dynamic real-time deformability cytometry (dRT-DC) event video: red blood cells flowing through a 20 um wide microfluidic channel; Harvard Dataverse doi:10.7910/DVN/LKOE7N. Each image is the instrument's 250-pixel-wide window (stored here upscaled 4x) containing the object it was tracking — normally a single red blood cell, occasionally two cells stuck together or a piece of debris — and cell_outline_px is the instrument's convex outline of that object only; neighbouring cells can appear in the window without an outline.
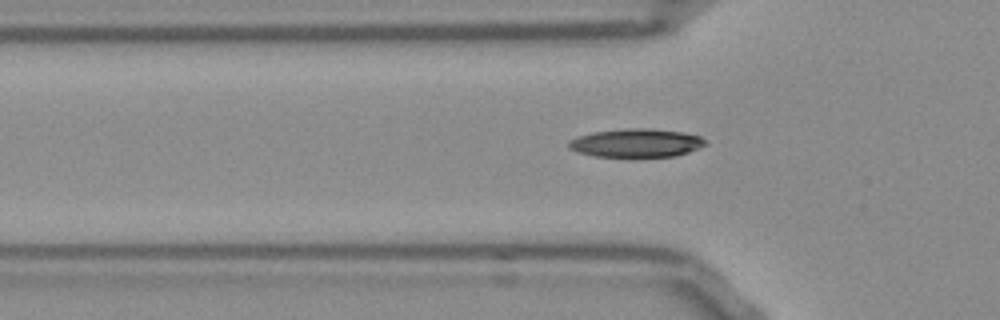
{"species": "Egyptian fruit bat (a non-hibernating species)", "species_latin": "Rousettus aegyptiacus", "temperature_condition": "room temperature", "stored_images_in_passage": 39, "camera_frame_rate_fps": 3000, "um_per_image_px": 0.085, "frame": {"image": 1, "passage_image": 9, "time_ms": 2.667, "image_size_px": [1000, 320], "cell_outline_px": [[708, 144], [700, 148], [676, 156], [592, 156], [568, 148], [568, 140], [592, 132], [628, 128], [652, 128], [684, 132], [700, 136]], "centroid_in_image_um": [54.11, 12.14], "position_along_channel_um": 71.7, "area_um2": 22.6}}
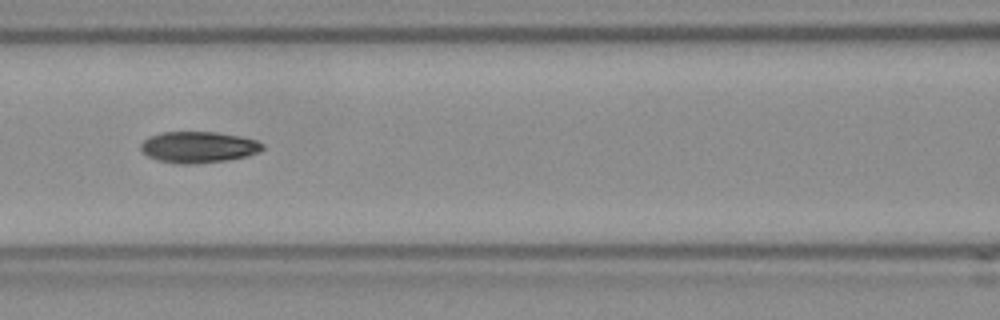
{"frame": {"image": 2, "passage_image": 15, "time_ms": 4.667, "image_size_px": [1000, 320], "cell_outline_px": [[264, 148], [260, 152], [248, 156], [224, 160], [196, 164], [180, 164], [160, 160], [148, 156], [140, 148], [140, 144], [148, 136], [160, 132], [216, 132], [240, 136], [256, 140], [264, 144]], "centroid_in_image_um": [16.88, 12.5], "position_along_channel_um": 149.7, "area_um2": 22.2}}
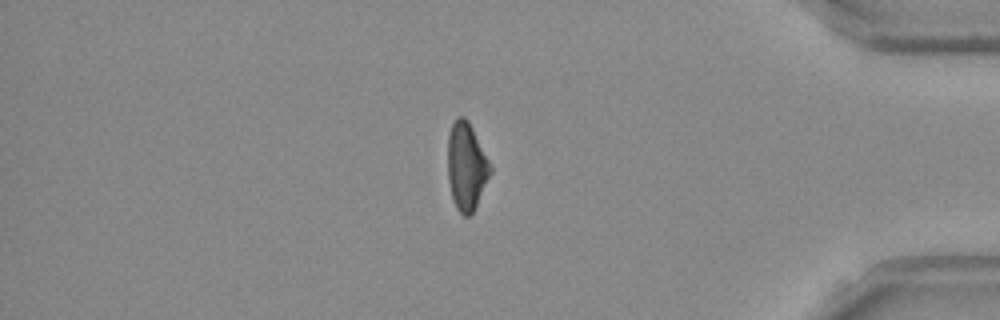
{"frame": {"image": 3, "passage_image": 37, "time_ms": 12.0, "image_size_px": [1000, 320], "cell_outline_px": [[492, 172], [472, 212], [468, 216], [464, 216], [456, 208], [452, 196], [448, 180], [448, 136], [452, 124], [456, 116], [464, 116], [468, 120], [492, 164]], "centroid_in_image_um": [39.65, 14.1], "position_along_channel_um": 395.5, "area_um2": 21.73}}